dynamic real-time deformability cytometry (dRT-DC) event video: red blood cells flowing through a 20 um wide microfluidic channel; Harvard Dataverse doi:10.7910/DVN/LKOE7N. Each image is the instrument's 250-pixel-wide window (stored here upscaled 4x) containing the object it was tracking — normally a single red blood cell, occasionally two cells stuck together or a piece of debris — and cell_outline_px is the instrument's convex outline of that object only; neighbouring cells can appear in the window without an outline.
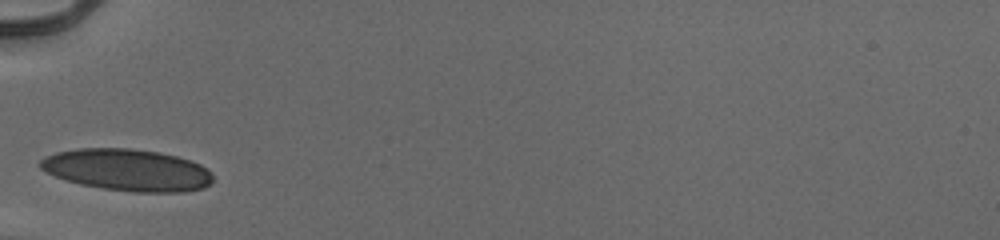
{"species": "human", "species_latin": "Homo sapiens", "temperature_condition": "cold", "stored_images_in_passage": 26, "camera_frame_rate_fps": 3000, "um_per_image_px": 0.085, "donor": {"sex": "male"}, "frame": {"image": 1, "passage_image": 1, "time_ms": 0.0, "image_size_px": [1000, 240], "cell_outline_px": [[212, 180], [204, 188], [184, 192], [136, 192], [100, 188], [80, 184], [44, 172], [36, 164], [44, 156], [56, 152], [76, 148], [128, 148], [160, 152], [176, 156], [200, 164], [208, 168], [212, 172]], "centroid_in_image_um": [10.79, 14.44], "position_along_channel_um": 74.2, "area_um2": 42.37}}
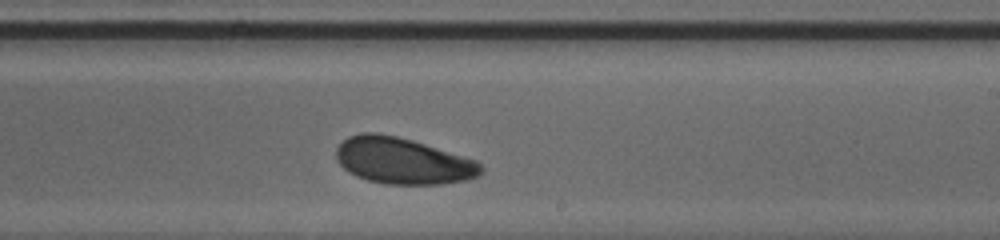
{"frame": {"image": 2, "passage_image": 15, "time_ms": 4.667, "image_size_px": [1000, 240], "cell_outline_px": [[484, 168], [476, 176], [464, 180], [444, 184], [384, 184], [368, 180], [356, 176], [348, 172], [336, 160], [336, 148], [348, 136], [360, 132], [376, 132], [396, 136], [412, 140], [476, 160]], "centroid_in_image_um": [34.19, 13.67], "position_along_channel_um": 254.8, "area_um2": 39.02}}
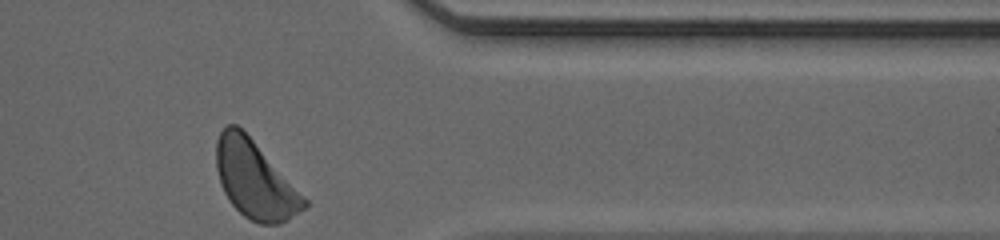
{"frame": {"image": 3, "passage_image": 26, "time_ms": 8.333, "image_size_px": [1000, 240], "cell_outline_px": [[308, 204], [304, 208], [288, 220], [280, 224], [260, 224], [244, 216], [228, 200], [220, 184], [216, 168], [216, 140], [220, 132], [228, 124], [236, 124], [252, 140], [308, 200]], "centroid_in_image_um": [21.64, 15.3], "position_along_channel_um": 389.8, "area_um2": 39.02}, "authors_computed_cell_mechanics": {"area_um2": 39.4485, "velocity_mm_per_s": 3.908, "shape_relaxation_time_tau1_ms": 2.2639, "shape_relaxation_time_tau2_ms": null, "deformation_change_tau1": 0.0892, "deformation_change_tau2": null}}